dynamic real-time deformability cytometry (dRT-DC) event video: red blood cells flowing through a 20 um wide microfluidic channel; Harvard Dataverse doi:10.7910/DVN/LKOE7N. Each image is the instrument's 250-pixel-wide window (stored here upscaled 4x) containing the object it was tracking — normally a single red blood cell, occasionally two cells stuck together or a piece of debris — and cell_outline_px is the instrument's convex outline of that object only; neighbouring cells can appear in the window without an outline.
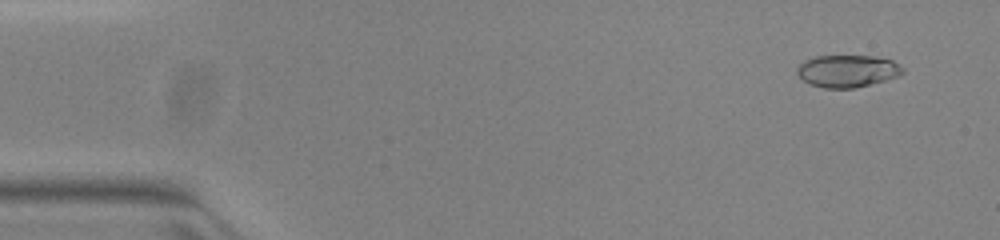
{"species": "common noctule bat (a hibernating species)", "species_latin": "Nyctalus noctula", "temperature_condition": "warm", "stored_images_in_passage": 52, "camera_frame_rate_fps": 3000, "um_per_image_px": 0.085, "animal": {"sex": "female", "body_mass_g": 23.0, "forearm_length_mm": 53.4}, "frame": {"image": 1, "passage_image": 4, "time_ms": 1.0, "image_size_px": [1000, 240], "cell_outline_px": [[904, 72], [900, 76], [856, 88], [824, 88], [808, 84], [796, 72], [796, 68], [804, 60], [816, 56], [876, 56], [892, 60], [900, 64], [904, 68]], "centroid_in_image_um": [72.05, 6.04], "position_along_channel_um": 12.9, "area_um2": 20.06}}
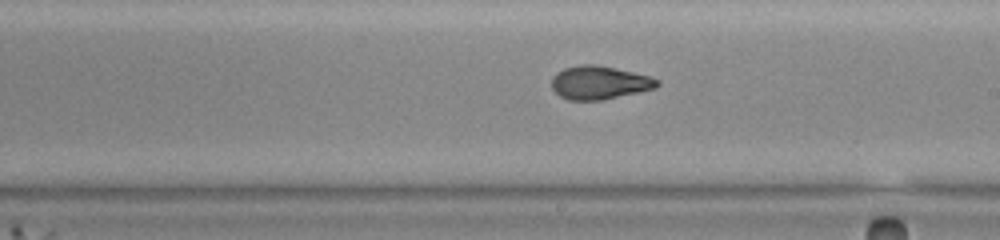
{"frame": {"image": 2, "passage_image": 30, "time_ms": 9.667, "image_size_px": [1000, 240], "cell_outline_px": [[660, 84], [656, 88], [600, 100], [568, 100], [560, 96], [552, 88], [552, 76], [556, 72], [564, 68], [580, 64], [596, 64], [632, 72], [648, 76], [660, 80]], "centroid_in_image_um": [50.92, 7.01], "position_along_channel_um": 238.1, "area_um2": 20.4}}
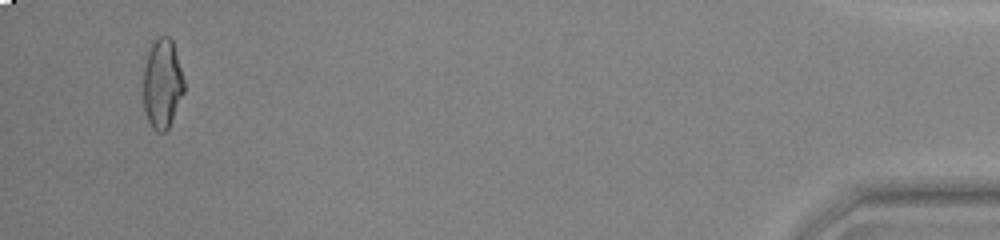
{"frame": {"image": 3, "passage_image": 50, "time_ms": 16.333, "image_size_px": [1000, 240], "cell_outline_px": [[184, 92], [168, 128], [164, 132], [156, 132], [152, 128], [148, 120], [144, 108], [144, 68], [148, 52], [152, 44], [160, 36], [168, 36], [172, 40], [184, 80]], "centroid_in_image_um": [13.79, 7.13], "position_along_channel_um": 421.4, "area_um2": 20.92}, "authors_computed_cell_mechanics": {"area_um2": 20.6057, "velocity_mm_per_s": 3.9907, "shape_relaxation_time_tau1_ms": 10.7441, "shape_relaxation_time_tau2_ms": 1.5055, "deformation_change_tau1": 0.3374, "deformation_change_tau2": 0.0645}}